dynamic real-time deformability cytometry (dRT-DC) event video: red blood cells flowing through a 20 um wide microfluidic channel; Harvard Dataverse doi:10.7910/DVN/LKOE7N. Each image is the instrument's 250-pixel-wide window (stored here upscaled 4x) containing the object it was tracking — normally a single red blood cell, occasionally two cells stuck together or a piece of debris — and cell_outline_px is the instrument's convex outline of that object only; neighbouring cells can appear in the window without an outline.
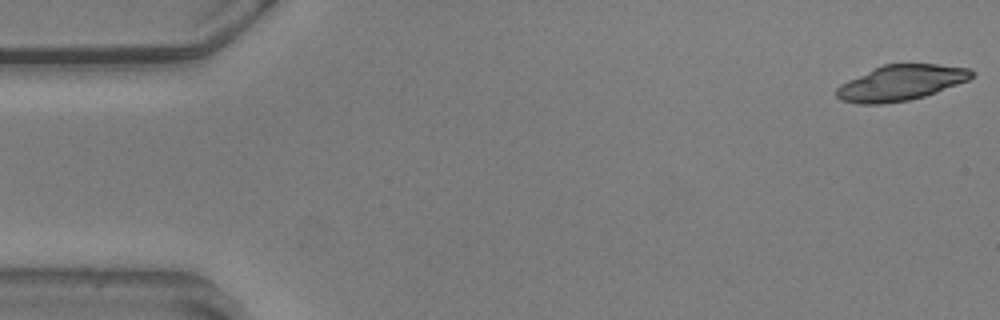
{"species": "common noctule bat (a hibernating species)", "species_latin": "Nyctalus noctula", "temperature_condition": "warm", "stored_images_in_passage": 55, "camera_frame_rate_fps": 3000, "um_per_image_px": 0.085, "animal": {"sex": "male", "body_mass_g": 20.5, "forearm_length_mm": 52.5}, "frame": {"image": 1, "passage_image": 1, "time_ms": 0.0, "image_size_px": [1000, 320], "cell_outline_px": [[976, 72], [968, 80], [936, 92], [924, 96], [908, 100], [880, 104], [860, 104], [840, 100], [836, 96], [836, 88], [840, 84], [848, 80], [884, 64], [936, 64], [968, 68]], "centroid_in_image_um": [76.56, 7.04], "position_along_channel_um": 8.4, "area_um2": 27.69}}